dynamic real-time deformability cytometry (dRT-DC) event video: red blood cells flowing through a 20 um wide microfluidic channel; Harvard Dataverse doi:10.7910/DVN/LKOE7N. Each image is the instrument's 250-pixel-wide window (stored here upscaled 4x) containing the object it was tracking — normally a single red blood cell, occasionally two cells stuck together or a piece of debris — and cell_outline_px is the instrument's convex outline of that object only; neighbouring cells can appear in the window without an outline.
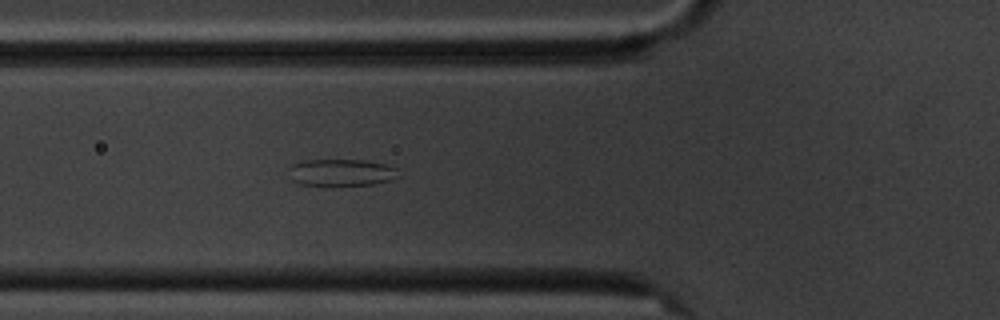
{"species": "common noctule bat (a hibernating species)", "species_latin": "Nyctalus noctula", "temperature_condition": "cold", "stored_images_in_passage": 7, "camera_frame_rate_fps": 3000, "um_per_image_px": 0.085, "animal": {"sex": "male", "body_mass_g": 20.1, "forearm_length_mm": 53.5}, "frame": {"image": 1, "passage_image": 7, "time_ms": 6.667, "image_size_px": [1000, 320], "cell_outline_px": [[400, 176], [392, 180], [372, 184], [332, 188], [300, 184], [292, 180], [288, 168], [292, 164], [304, 160], [364, 160], [384, 164], [396, 168]], "centroid_in_image_um": [28.99, 14.7], "position_along_channel_um": 96.8, "area_um2": 17.92}}